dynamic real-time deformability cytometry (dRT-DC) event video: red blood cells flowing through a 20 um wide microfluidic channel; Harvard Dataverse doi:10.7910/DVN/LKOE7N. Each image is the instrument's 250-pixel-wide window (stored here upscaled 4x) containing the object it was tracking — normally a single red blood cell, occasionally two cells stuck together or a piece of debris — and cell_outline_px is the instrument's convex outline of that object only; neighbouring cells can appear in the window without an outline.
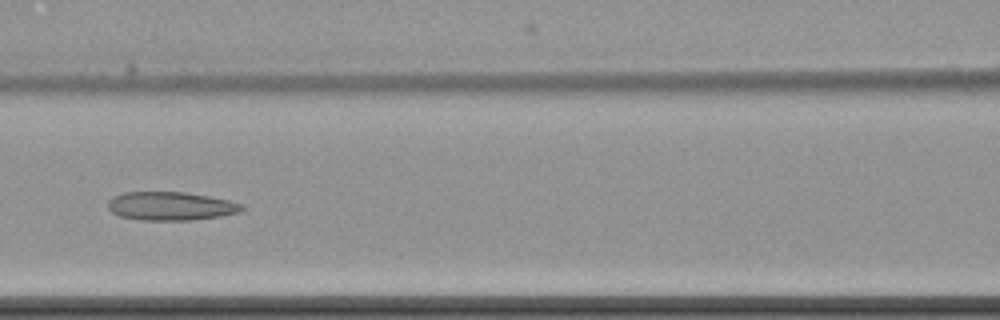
{"species": "common noctule bat (a hibernating species)", "species_latin": "Nyctalus noctula", "temperature_condition": "cold", "stored_images_in_passage": 11, "camera_frame_rate_fps": 3000, "um_per_image_px": 0.085, "animal": {"sex": "female", "body_mass_g": 22.7, "forearm_length_mm": 54.2}, "frame": {"image": 1, "passage_image": 8, "time_ms": 9.333, "image_size_px": [1000, 320], "cell_outline_px": [[244, 208], [240, 212], [220, 216], [192, 220], [140, 220], [120, 216], [112, 212], [108, 208], [108, 200], [112, 196], [124, 192], [184, 192], [208, 196], [228, 200], [244, 204]], "centroid_in_image_um": [14.5, 17.51], "position_along_channel_um": 152.1, "area_um2": 22.31}}
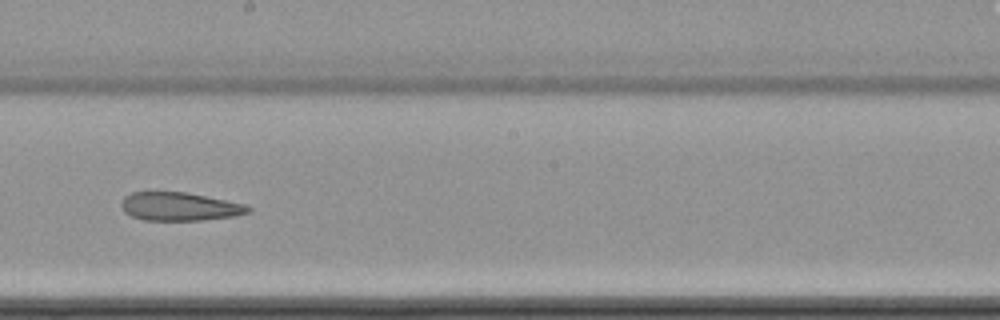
{"frame": {"image": 2, "passage_image": 10, "time_ms": 11.667, "image_size_px": [1000, 320], "cell_outline_px": [[252, 212], [236, 216], [204, 220], [144, 220], [132, 216], [124, 212], [120, 204], [124, 196], [132, 192], [188, 192], [248, 204], [252, 208]], "centroid_in_image_um": [15.33, 17.55], "position_along_channel_um": 232.9, "area_um2": 21.33}}
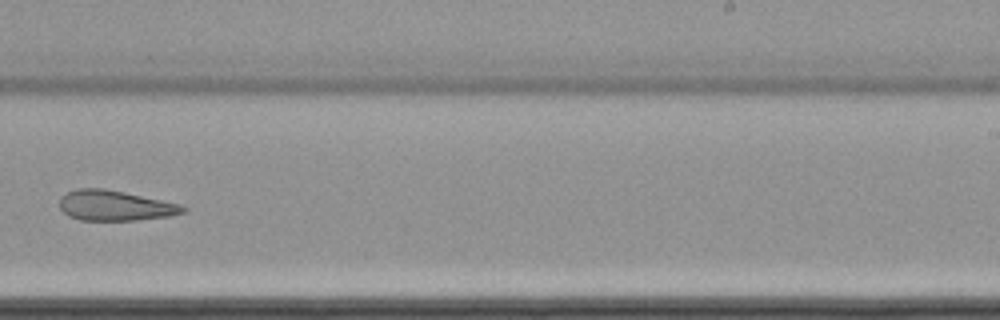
{"frame": {"image": 3, "passage_image": 11, "time_ms": 13.0, "image_size_px": [1000, 320], "cell_outline_px": [[188, 208], [184, 212], [168, 216], [136, 220], [80, 220], [68, 216], [60, 208], [60, 196], [64, 192], [76, 188], [104, 188], [184, 204]], "centroid_in_image_um": [9.77, 17.46], "position_along_channel_um": 279.2, "area_um2": 22.02}}